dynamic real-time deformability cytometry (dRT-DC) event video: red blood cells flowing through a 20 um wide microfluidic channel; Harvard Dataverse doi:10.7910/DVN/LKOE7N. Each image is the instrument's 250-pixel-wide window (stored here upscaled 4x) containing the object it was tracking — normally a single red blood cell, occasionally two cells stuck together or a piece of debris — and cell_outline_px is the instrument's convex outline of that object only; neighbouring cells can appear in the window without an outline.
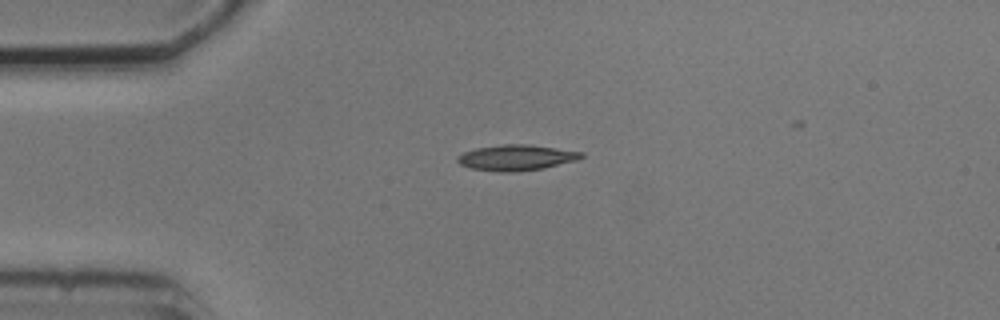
{"species": "common noctule bat (a hibernating species)", "species_latin": "Nyctalus noctula", "temperature_condition": "cold", "stored_images_in_passage": 3, "camera_frame_rate_fps": 3000, "um_per_image_px": 0.085, "animal": {"sex": "male", "body_mass_g": 20.5, "forearm_length_mm": 52.5}, "frame": {"image": 1, "passage_image": 1, "time_ms": 0.0, "image_size_px": [1000, 320], "cell_outline_px": [[584, 156], [576, 160], [544, 168], [516, 172], [500, 172], [472, 168], [460, 164], [456, 160], [456, 156], [464, 152], [476, 148], [504, 144], [528, 144], [584, 152]], "centroid_in_image_um": [43.88, 13.39], "position_along_channel_um": 41.1, "area_um2": 18.5}}
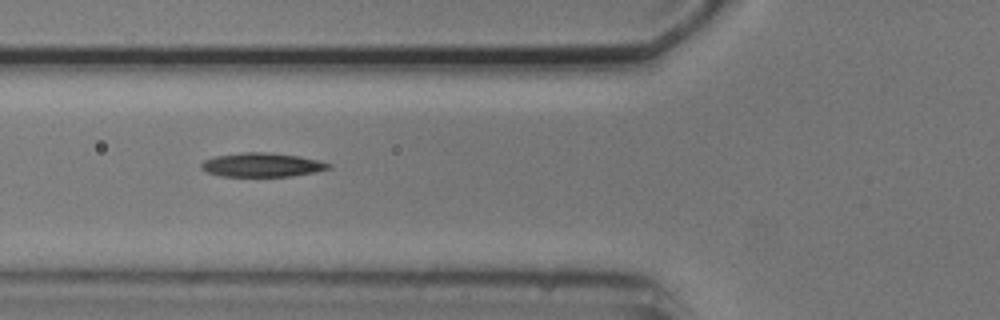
{"frame": {"image": 2, "passage_image": 3, "time_ms": 2.333, "image_size_px": [1000, 320], "cell_outline_px": [[332, 168], [292, 176], [220, 176], [208, 172], [200, 168], [200, 164], [204, 160], [216, 156], [244, 152], [268, 152], [300, 156], [320, 160], [332, 164]], "centroid_in_image_um": [22.29, 14.01], "position_along_channel_um": 103.5, "area_um2": 17.8}}